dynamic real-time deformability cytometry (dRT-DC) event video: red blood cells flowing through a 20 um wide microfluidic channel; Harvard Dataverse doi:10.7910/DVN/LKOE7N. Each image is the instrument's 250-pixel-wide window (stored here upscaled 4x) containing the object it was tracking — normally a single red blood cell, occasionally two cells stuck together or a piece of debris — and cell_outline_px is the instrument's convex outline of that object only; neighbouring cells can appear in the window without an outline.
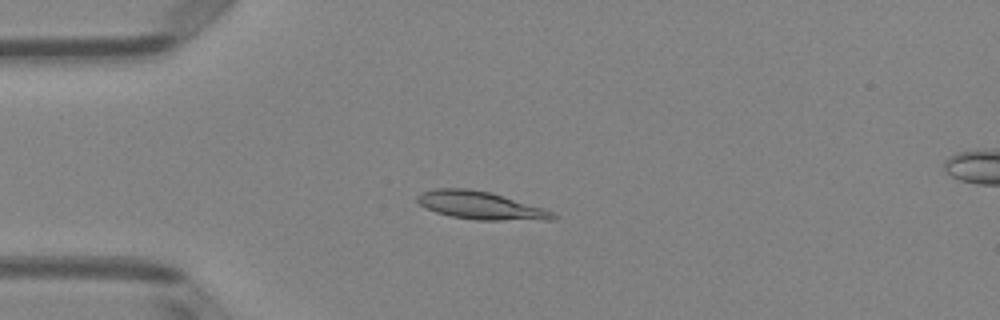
{"species": "Egyptian fruit bat (a non-hibernating species)", "species_latin": "Rousettus aegyptiacus", "temperature_condition": "room temperature", "stored_images_in_passage": 51, "camera_frame_rate_fps": 3000, "um_per_image_px": 0.085, "animal": {"sex": "female"}, "frame": {"image": 1, "passage_image": 13, "time_ms": 4.0, "image_size_px": [1000, 320], "cell_outline_px": [[556, 220], [476, 220], [452, 216], [436, 212], [424, 208], [416, 200], [416, 196], [420, 192], [432, 188], [468, 188], [492, 192], [544, 208], [556, 212]], "centroid_in_image_um": [40.85, 17.45], "position_along_channel_um": 44.1, "area_um2": 22.43}}
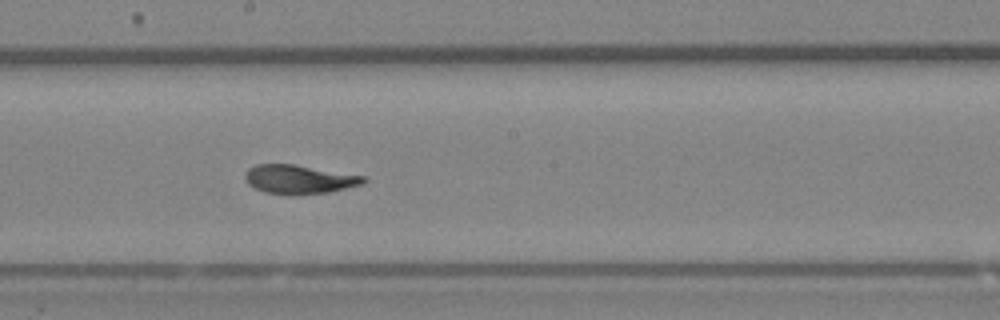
{"frame": {"image": 2, "passage_image": 28, "time_ms": 9.0, "image_size_px": [1000, 320], "cell_outline_px": [[368, 180], [364, 184], [328, 192], [264, 192], [248, 184], [244, 180], [244, 172], [248, 168], [256, 164], [292, 164], [368, 176]], "centroid_in_image_um": [25.45, 15.19], "position_along_channel_um": 222.7, "area_um2": 19.42}}
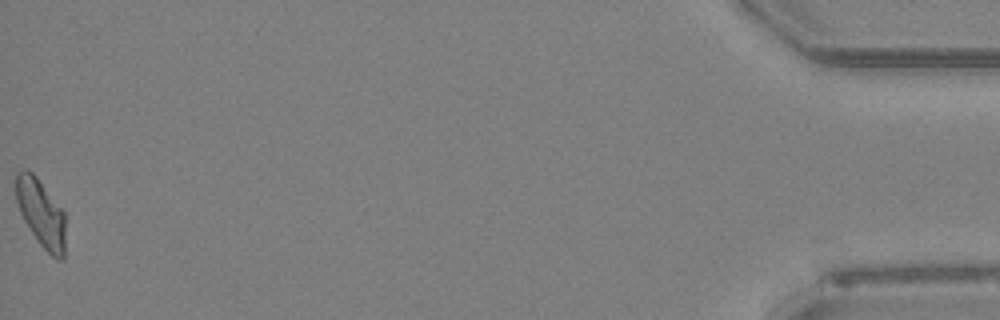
{"frame": {"image": 3, "passage_image": 51, "time_ms": 16.667, "image_size_px": [1000, 320], "cell_outline_px": [[64, 260], [56, 260], [40, 244], [24, 220], [20, 212], [16, 200], [16, 172], [20, 168], [24, 168], [32, 172], [36, 176], [64, 212]], "centroid_in_image_um": [3.47, 18.1], "position_along_channel_um": 431.7, "area_um2": 19.31}, "authors_computed_cell_mechanics": {"area_um2": 20.0566, "velocity_mm_per_s": 4.009, "shape_relaxation_time_tau1_ms": 4.7627, "shape_relaxation_time_tau2_ms": 1.7889, "deformation_change_tau1": 0.1857, "deformation_change_tau2": 0.0816}}